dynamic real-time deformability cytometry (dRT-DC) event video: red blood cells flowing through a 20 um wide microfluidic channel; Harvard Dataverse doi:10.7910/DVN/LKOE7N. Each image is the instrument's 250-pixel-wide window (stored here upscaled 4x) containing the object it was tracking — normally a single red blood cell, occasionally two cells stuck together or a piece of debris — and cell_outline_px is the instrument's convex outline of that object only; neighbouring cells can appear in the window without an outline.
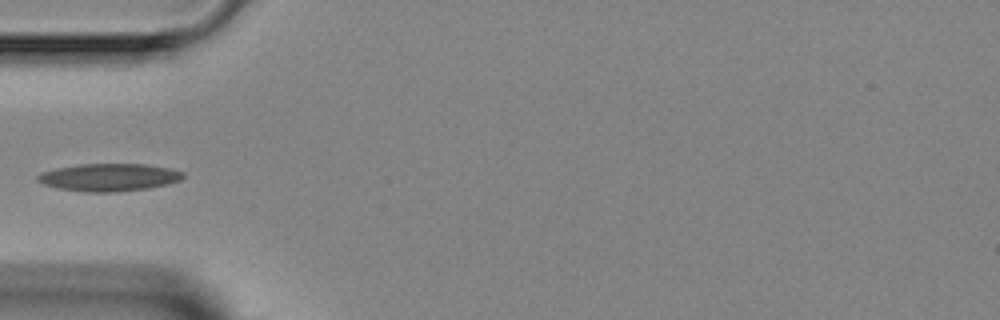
{"species": "Egyptian fruit bat (a non-hibernating species)", "species_latin": "Rousettus aegyptiacus", "temperature_condition": "room temperature", "stored_images_in_passage": 4, "camera_frame_rate_fps": 3000, "um_per_image_px": 0.085, "animal": {"sex": "female"}, "frame": {"image": 1, "passage_image": 4, "time_ms": 4.0, "image_size_px": [1000, 320], "cell_outline_px": [[184, 176], [180, 180], [168, 184], [148, 188], [116, 192], [84, 192], [56, 188], [44, 184], [36, 180], [36, 176], [40, 172], [80, 164], [144, 164], [168, 168], [184, 172]], "centroid_in_image_um": [9.25, 15.08], "position_along_channel_um": 75.7, "area_um2": 23.35}}